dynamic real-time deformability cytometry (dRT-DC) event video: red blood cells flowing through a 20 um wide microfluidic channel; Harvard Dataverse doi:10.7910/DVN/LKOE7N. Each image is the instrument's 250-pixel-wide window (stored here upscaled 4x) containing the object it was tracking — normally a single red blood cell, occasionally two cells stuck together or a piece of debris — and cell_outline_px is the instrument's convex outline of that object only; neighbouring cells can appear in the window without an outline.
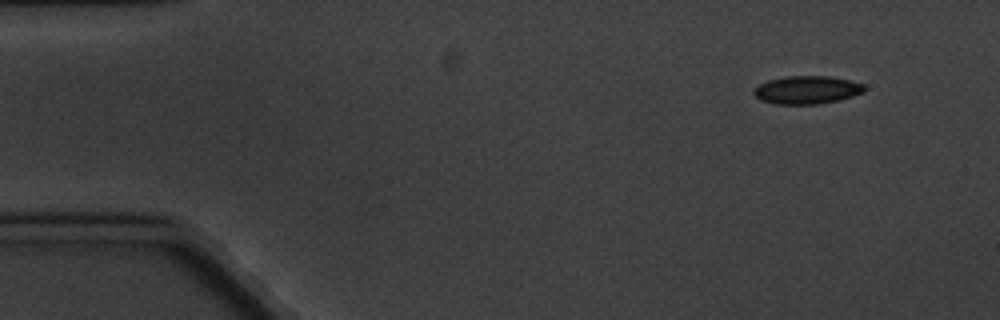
{"species": "common noctule bat (a hibernating species)", "species_latin": "Nyctalus noctula", "temperature_condition": "cold", "stored_images_in_passage": 5, "camera_frame_rate_fps": 3000, "um_per_image_px": 0.085, "animal": {"sex": "male", "body_mass_g": 20.1, "forearm_length_mm": 53.5}, "frame": {"image": 1, "passage_image": 1, "time_ms": 0.0, "image_size_px": [1000, 320], "cell_outline_px": [[864, 92], [840, 100], [816, 104], [776, 104], [760, 100], [752, 92], [752, 88], [768, 80], [784, 76], [828, 76], [848, 80], [864, 84]], "centroid_in_image_um": [68.55, 7.64], "position_along_channel_um": 16.5, "area_um2": 18.09}}
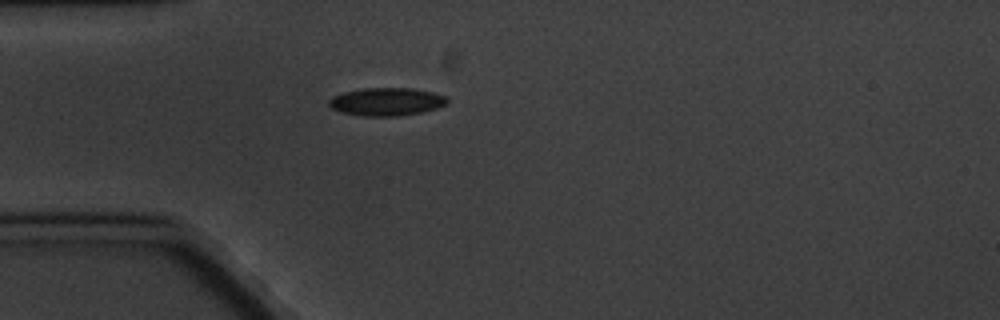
{"frame": {"image": 2, "passage_image": 4, "time_ms": 3.667, "image_size_px": [1000, 320], "cell_outline_px": [[448, 100], [444, 104], [436, 108], [420, 112], [396, 116], [364, 116], [340, 112], [332, 108], [328, 104], [328, 100], [332, 96], [344, 92], [364, 88], [412, 88], [432, 92], [444, 96]], "centroid_in_image_um": [32.79, 8.64], "position_along_channel_um": 52.2, "area_um2": 19.07}}